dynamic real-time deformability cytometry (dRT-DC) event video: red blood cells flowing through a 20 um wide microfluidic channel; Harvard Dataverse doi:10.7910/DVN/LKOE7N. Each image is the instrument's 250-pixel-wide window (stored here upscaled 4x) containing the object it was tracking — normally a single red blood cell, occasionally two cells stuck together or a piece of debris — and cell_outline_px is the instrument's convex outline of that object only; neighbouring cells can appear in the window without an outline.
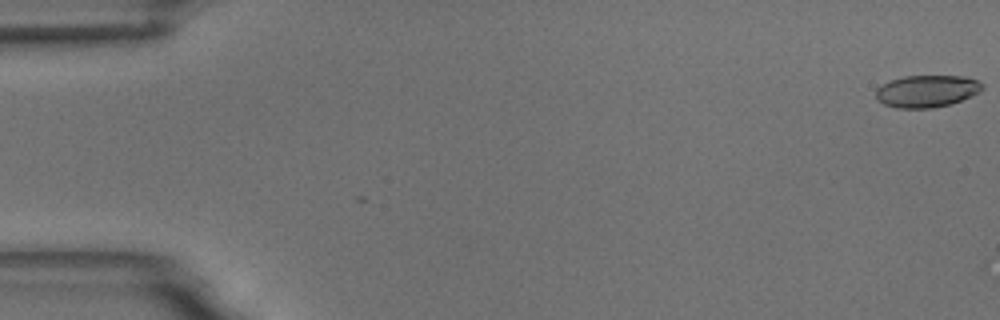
{"species": "common noctule bat (a hibernating species)", "species_latin": "Nyctalus noctula", "temperature_condition": "room temperature", "stored_images_in_passage": 4, "camera_frame_rate_fps": 3000, "um_per_image_px": 0.085, "animal": {"sex": "male", "body_mass_g": 18.8}, "frame": {"image": 1, "passage_image": 1, "time_ms": 0.0, "image_size_px": [1000, 320], "cell_outline_px": [[984, 88], [980, 92], [960, 100], [948, 104], [932, 108], [896, 108], [884, 104], [876, 100], [876, 88], [892, 80], [904, 76], [968, 76], [984, 84]], "centroid_in_image_um": [78.78, 7.74], "position_along_channel_um": 6.2, "area_um2": 19.88}}